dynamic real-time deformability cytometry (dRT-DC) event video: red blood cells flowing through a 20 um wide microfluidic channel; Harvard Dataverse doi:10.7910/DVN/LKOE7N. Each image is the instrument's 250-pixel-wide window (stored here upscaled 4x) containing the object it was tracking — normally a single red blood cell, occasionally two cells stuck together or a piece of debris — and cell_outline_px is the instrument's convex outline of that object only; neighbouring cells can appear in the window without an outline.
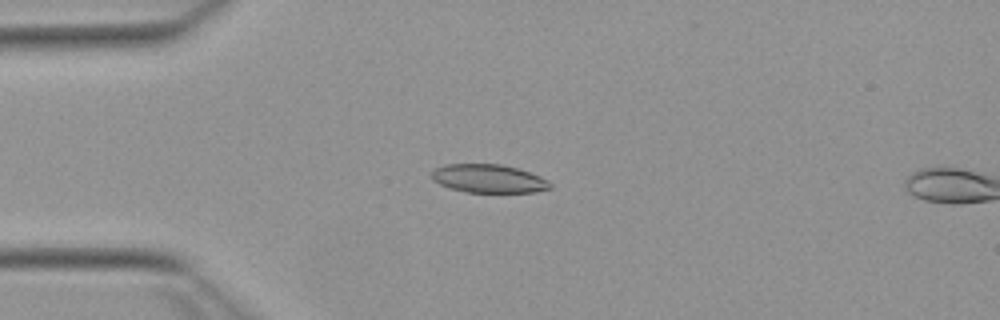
{"species": "Egyptian fruit bat (a non-hibernating species)", "species_latin": "Rousettus aegyptiacus", "temperature_condition": "warm", "stored_images_in_passage": 16, "camera_frame_rate_fps": 3000, "um_per_image_px": 0.085, "animal": {"sex": "female"}, "frame": {"image": 1, "passage_image": 14, "time_ms": 4.333, "image_size_px": [1000, 320], "cell_outline_px": [[552, 188], [536, 192], [468, 192], [452, 188], [440, 184], [432, 180], [432, 172], [436, 168], [444, 164], [500, 164], [516, 168], [540, 176], [548, 180], [552, 184]], "centroid_in_image_um": [41.55, 15.18], "position_along_channel_um": 43.4, "area_um2": 19.48}}